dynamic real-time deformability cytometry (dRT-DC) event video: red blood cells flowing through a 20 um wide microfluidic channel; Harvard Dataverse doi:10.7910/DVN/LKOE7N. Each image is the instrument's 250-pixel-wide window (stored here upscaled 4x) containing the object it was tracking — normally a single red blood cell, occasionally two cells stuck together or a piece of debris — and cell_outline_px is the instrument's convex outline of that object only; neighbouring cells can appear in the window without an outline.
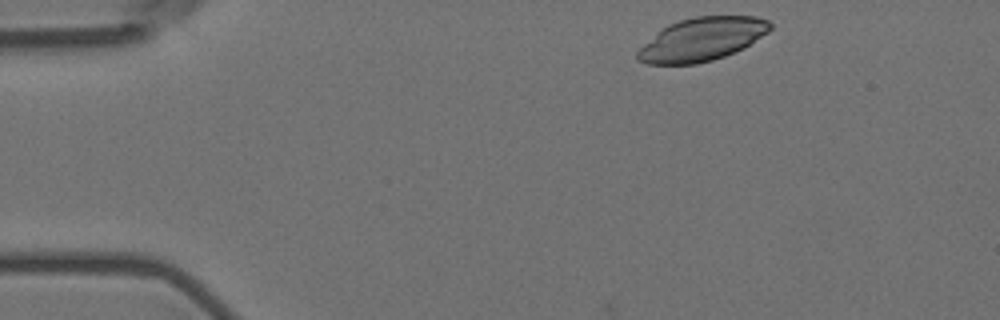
{"species": "Egyptian fruit bat (a non-hibernating species)", "species_latin": "Rousettus aegyptiacus", "temperature_condition": "room temperature", "stored_images_in_passage": 49, "camera_frame_rate_fps": 3000, "um_per_image_px": 0.085, "animal": {"sex": "female"}, "frame": {"image": 1, "passage_image": 1, "time_ms": 0.0, "image_size_px": [1000, 320], "cell_outline_px": [[772, 28], [768, 32], [744, 48], [724, 56], [712, 60], [696, 64], [648, 64], [636, 60], [636, 52], [644, 44], [668, 24], [680, 20], [696, 16], [756, 16], [768, 20], [772, 24]], "centroid_in_image_um": [59.68, 3.34], "position_along_channel_um": 25.3, "area_um2": 33.29}}